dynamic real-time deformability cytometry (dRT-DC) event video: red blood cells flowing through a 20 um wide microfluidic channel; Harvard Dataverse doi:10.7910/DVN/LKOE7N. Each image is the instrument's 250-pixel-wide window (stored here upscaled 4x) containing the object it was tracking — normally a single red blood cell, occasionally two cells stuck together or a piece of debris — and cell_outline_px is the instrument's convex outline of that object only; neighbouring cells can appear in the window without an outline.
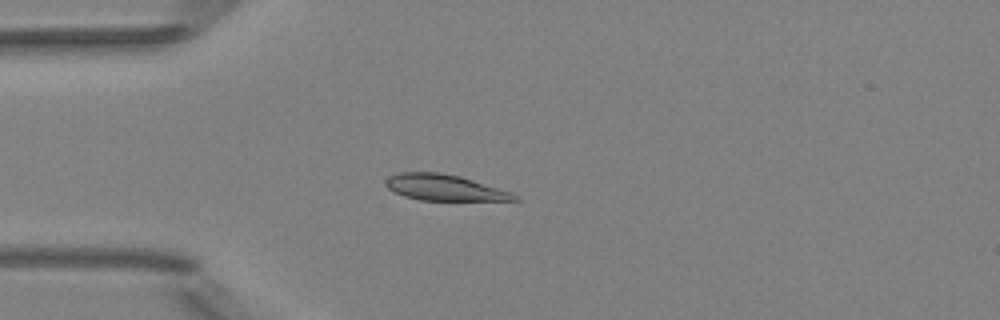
{"species": "Egyptian fruit bat (a non-hibernating species)", "species_latin": "Rousettus aegyptiacus", "temperature_condition": "room temperature", "stored_images_in_passage": 50, "camera_frame_rate_fps": 3000, "um_per_image_px": 0.085, "animal": {"sex": "female"}, "frame": {"image": 1, "passage_image": 13, "time_ms": 4.0, "image_size_px": [1000, 320], "cell_outline_px": [[520, 200], [420, 200], [404, 196], [392, 192], [384, 184], [384, 180], [388, 176], [400, 172], [436, 172], [460, 176], [512, 192]], "centroid_in_image_um": [37.71, 15.94], "position_along_channel_um": 47.3, "area_um2": 19.48}}
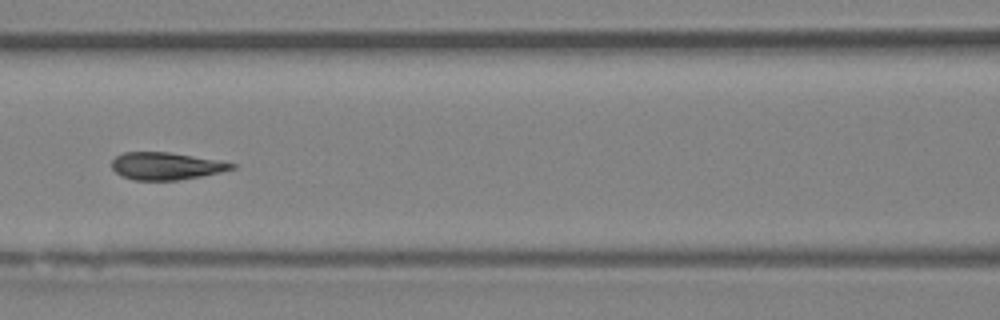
{"frame": {"image": 2, "passage_image": 22, "time_ms": 7.0, "image_size_px": [1000, 320], "cell_outline_px": [[236, 168], [220, 172], [200, 176], [176, 180], [136, 180], [120, 176], [112, 168], [112, 160], [116, 156], [124, 152], [168, 152], [216, 160], [236, 164]], "centroid_in_image_um": [14.08, 14.11], "position_along_channel_um": 152.5, "area_um2": 18.9}}
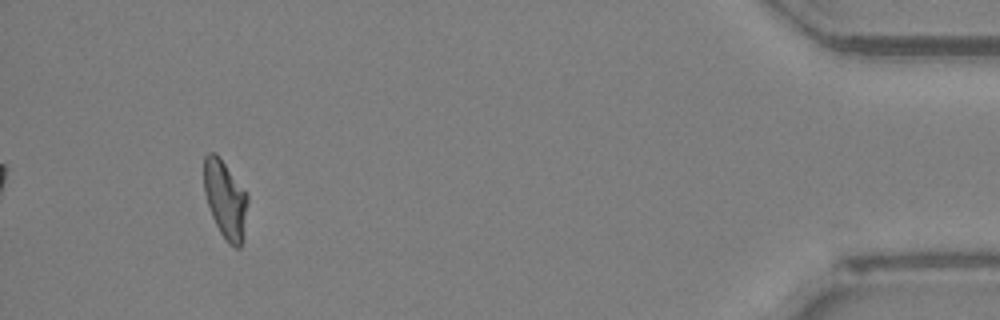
{"frame": {"image": 3, "passage_image": 47, "time_ms": 15.333, "image_size_px": [1000, 320], "cell_outline_px": [[248, 200], [244, 240], [240, 248], [236, 248], [228, 244], [220, 232], [212, 216], [204, 192], [204, 156], [208, 152], [216, 152], [220, 156], [248, 196]], "centroid_in_image_um": [19.16, 16.97], "position_along_channel_um": 416.0, "area_um2": 20.0}, "authors_computed_cell_mechanics": {"area_um2": 19.7676, "velocity_mm_per_s": 4.0114, "shape_relaxation_time_tau1_ms": 3.6956, "shape_relaxation_time_tau2_ms": 0.6618, "deformation_change_tau1": 0.1436, "deformation_change_tau2": 0.0586}}